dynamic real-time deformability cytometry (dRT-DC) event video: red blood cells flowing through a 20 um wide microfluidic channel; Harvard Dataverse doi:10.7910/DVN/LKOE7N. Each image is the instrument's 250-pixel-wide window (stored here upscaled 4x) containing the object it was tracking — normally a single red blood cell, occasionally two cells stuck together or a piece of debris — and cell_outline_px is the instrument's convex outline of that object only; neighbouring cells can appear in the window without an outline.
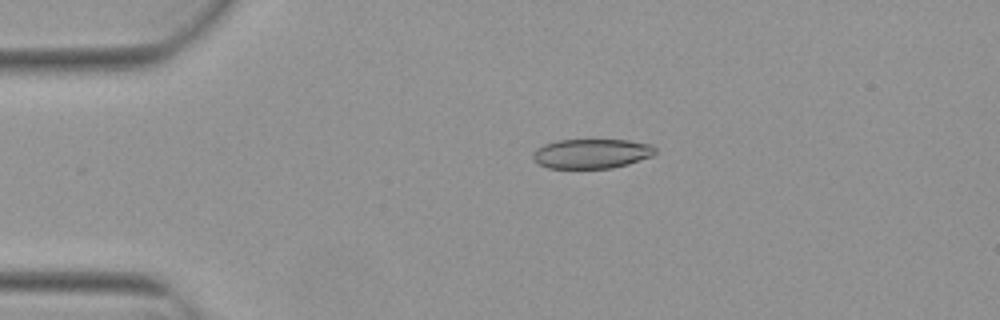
{"species": "Egyptian fruit bat (a non-hibernating species)", "species_latin": "Rousettus aegyptiacus", "temperature_condition": "warm", "stored_images_in_passage": 4, "camera_frame_rate_fps": 3000, "um_per_image_px": 0.085, "animal": {"sex": "female"}, "frame": {"image": 1, "passage_image": 3, "time_ms": 0.667, "image_size_px": [1000, 320], "cell_outline_px": [[656, 152], [652, 156], [628, 164], [612, 168], [548, 168], [540, 164], [532, 156], [532, 152], [536, 148], [544, 144], [556, 140], [628, 140], [652, 144], [656, 148]], "centroid_in_image_um": [50.3, 13.05], "position_along_channel_um": 34.7, "area_um2": 21.15}}